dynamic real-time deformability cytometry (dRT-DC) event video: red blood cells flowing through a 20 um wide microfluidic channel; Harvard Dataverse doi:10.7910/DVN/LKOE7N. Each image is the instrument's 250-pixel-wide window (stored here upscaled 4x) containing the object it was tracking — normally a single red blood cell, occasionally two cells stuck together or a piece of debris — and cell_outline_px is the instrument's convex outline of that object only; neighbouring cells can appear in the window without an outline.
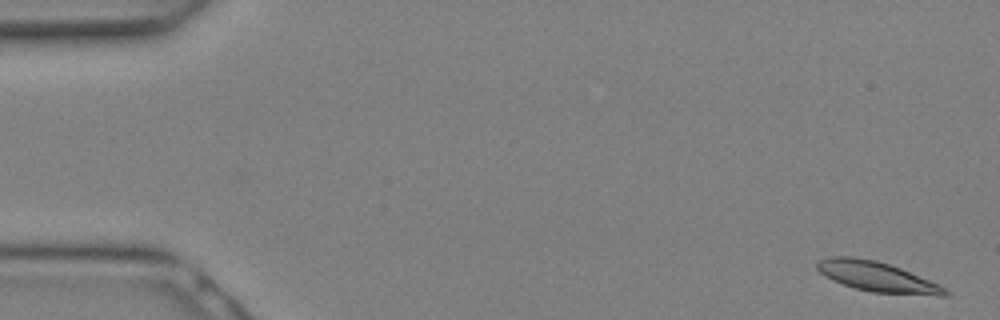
{"species": "Egyptian fruit bat (a non-hibernating species)", "species_latin": "Rousettus aegyptiacus", "temperature_condition": "warm", "stored_images_in_passage": 12, "camera_frame_rate_fps": 3000, "um_per_image_px": 0.085, "animal": {"sex": "female"}, "frame": {"image": 1, "passage_image": 1, "time_ms": 0.0, "image_size_px": [1000, 320], "cell_outline_px": [[948, 296], [936, 296], [872, 292], [856, 288], [832, 280], [824, 276], [816, 268], [816, 260], [828, 256], [852, 256], [876, 260], [900, 268], [940, 284], [948, 292]], "centroid_in_image_um": [74.52, 23.51], "position_along_channel_um": 10.5, "area_um2": 22.48}}
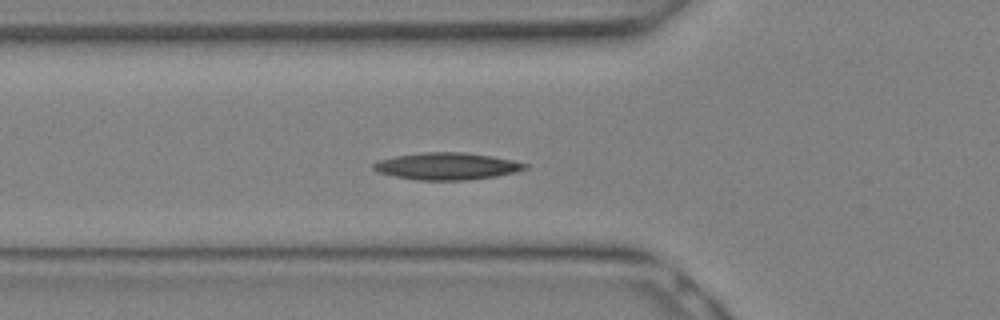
{"frame": {"image": 2, "passage_image": 10, "time_ms": 3.0, "image_size_px": [1000, 320], "cell_outline_px": [[528, 168], [516, 172], [496, 176], [464, 180], [416, 180], [376, 172], [372, 168], [372, 164], [376, 160], [396, 156], [424, 152], [464, 152], [492, 156], [512, 160], [528, 164]], "centroid_in_image_um": [37.96, 14.12], "position_along_channel_um": 87.8, "area_um2": 23.93}}
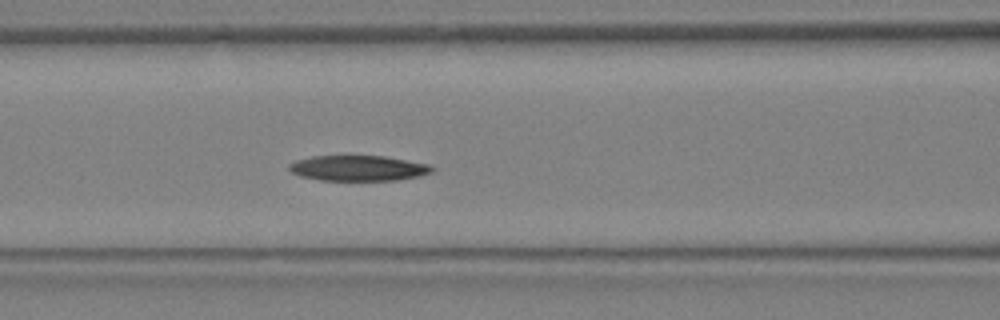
{"frame": {"image": 3, "passage_image": 12, "time_ms": 3.667, "image_size_px": [1000, 320], "cell_outline_px": [[436, 168], [432, 172], [416, 176], [396, 180], [320, 180], [300, 176], [292, 172], [288, 168], [288, 164], [296, 160], [312, 156], [384, 156], [432, 164]], "centroid_in_image_um": [30.47, 14.28], "position_along_channel_um": 136.1, "area_um2": 21.21}}